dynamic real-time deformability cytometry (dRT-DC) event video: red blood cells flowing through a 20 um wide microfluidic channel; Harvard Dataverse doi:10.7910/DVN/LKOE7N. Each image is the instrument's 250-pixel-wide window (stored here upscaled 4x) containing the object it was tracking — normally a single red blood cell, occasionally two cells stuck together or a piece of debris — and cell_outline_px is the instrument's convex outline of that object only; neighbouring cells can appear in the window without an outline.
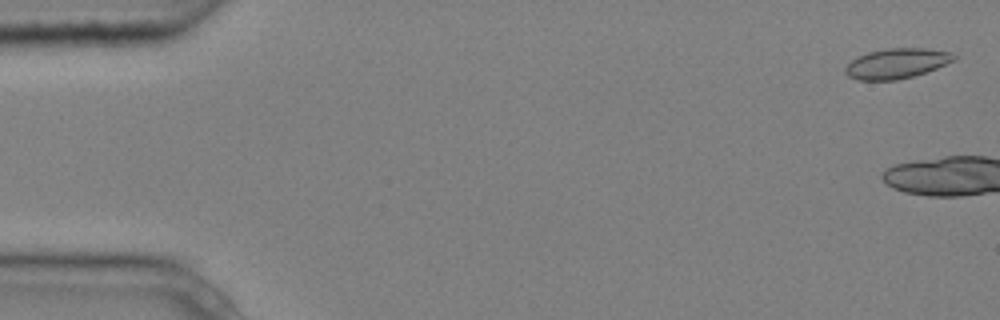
{"species": "common noctule bat (a hibernating species)", "species_latin": "Nyctalus noctula", "temperature_condition": "cold", "stored_images_in_passage": 6, "camera_frame_rate_fps": 3000, "um_per_image_px": 0.085, "animal": {"sex": "male", "body_mass_g": 20.4}, "frame": {"image": 1, "passage_image": 1, "time_ms": 0.0, "image_size_px": [1000, 320], "cell_outline_px": [[956, 60], [936, 68], [912, 76], [896, 80], [856, 80], [848, 76], [844, 72], [844, 68], [852, 60], [868, 52], [888, 48], [924, 48], [952, 52], [956, 56]], "centroid_in_image_um": [76.22, 5.39], "position_along_channel_um": 8.8, "area_um2": 18.96}}